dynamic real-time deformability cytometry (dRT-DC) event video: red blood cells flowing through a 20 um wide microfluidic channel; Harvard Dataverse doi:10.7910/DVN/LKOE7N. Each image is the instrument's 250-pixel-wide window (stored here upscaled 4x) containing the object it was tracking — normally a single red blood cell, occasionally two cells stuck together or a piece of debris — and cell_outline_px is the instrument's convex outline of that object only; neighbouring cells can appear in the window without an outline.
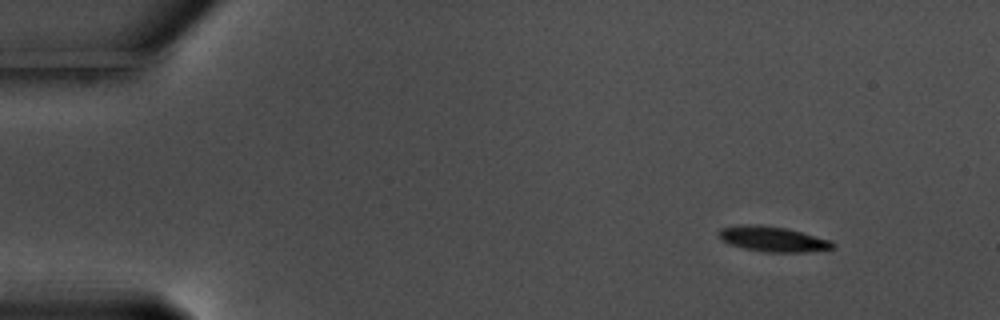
{"species": "common noctule bat (a hibernating species)", "species_latin": "Nyctalus noctula", "temperature_condition": "warm", "stored_images_in_passage": 52, "camera_frame_rate_fps": 3000, "um_per_image_px": 0.085, "animal": {"sex": "male", "body_mass_g": 17.5, "forearm_length_mm": 52.3}, "frame": {"image": 1, "passage_image": 1, "time_ms": 0.0, "image_size_px": [1000, 320], "cell_outline_px": [[836, 244], [832, 248], [804, 252], [764, 252], [744, 248], [728, 244], [720, 240], [716, 232], [720, 228], [744, 224], [756, 224], [784, 228], [832, 240]], "centroid_in_image_um": [65.62, 20.32], "position_along_channel_um": 19.4, "area_um2": 16.76}}
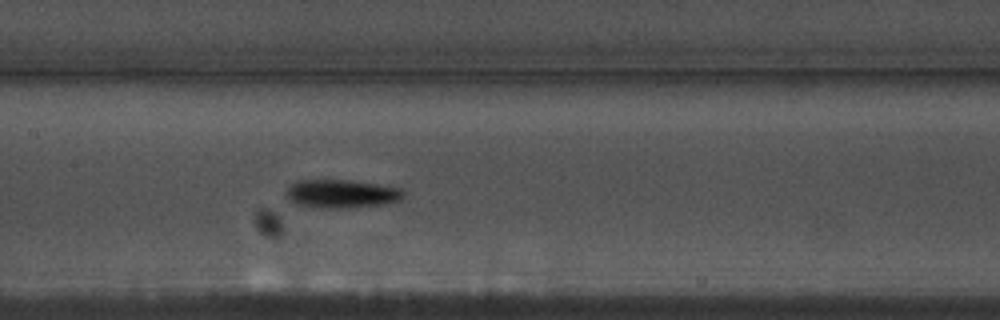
{"frame": {"image": 2, "passage_image": 23, "time_ms": 7.333, "image_size_px": [1000, 320], "cell_outline_px": [[404, 196], [400, 200], [384, 204], [340, 208], [328, 208], [300, 204], [292, 200], [288, 196], [288, 188], [296, 180], [348, 180], [376, 184], [400, 188], [404, 192]], "centroid_in_image_um": [29.09, 16.45], "position_along_channel_um": 178.3, "area_um2": 18.84}}
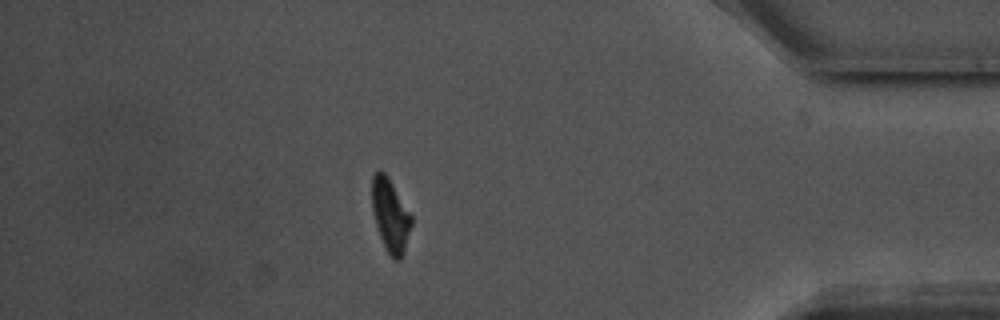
{"frame": {"image": 3, "passage_image": 45, "time_ms": 14.667, "image_size_px": [1000, 320], "cell_outline_px": [[412, 224], [404, 252], [400, 260], [396, 260], [388, 252], [380, 236], [376, 224], [372, 208], [372, 176], [380, 168], [388, 176], [412, 216]], "centroid_in_image_um": [33.19, 18.27], "position_along_channel_um": 402.0, "area_um2": 16.59}, "authors_computed_cell_mechanics": {"area_um2": 16.9065, "velocity_mm_per_s": 3.5698, "shape_relaxation_time_tau1_ms": 2.0986, "shape_relaxation_time_tau2_ms": null, "deformation_change_tau1": 0.122, "deformation_change_tau2": null}}